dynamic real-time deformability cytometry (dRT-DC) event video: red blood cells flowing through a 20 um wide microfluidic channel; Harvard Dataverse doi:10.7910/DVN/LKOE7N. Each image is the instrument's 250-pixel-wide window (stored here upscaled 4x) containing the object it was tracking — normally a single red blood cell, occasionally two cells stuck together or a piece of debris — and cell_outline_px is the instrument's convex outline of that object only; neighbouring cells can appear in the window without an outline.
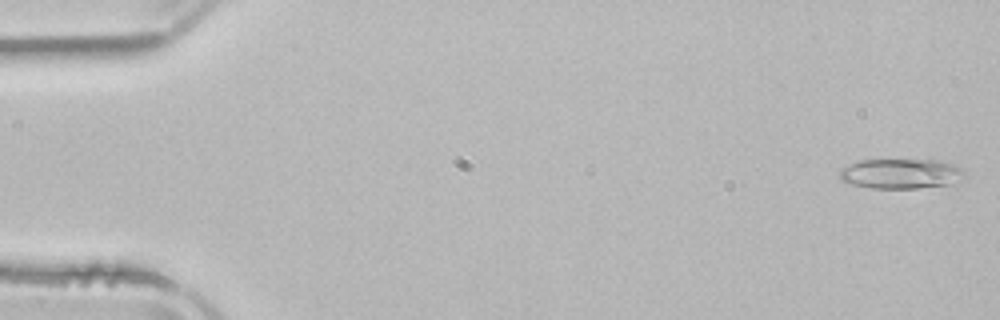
{"species": "common noctule bat (a hibernating species)", "species_latin": "Nyctalus noctula", "temperature_condition": "room temperature", "stored_images_in_passage": 5, "camera_frame_rate_fps": 3000, "um_per_image_px": 0.085, "animal": {"sex": "male", "body_mass_g": 21.5, "forearm_length_mm": 52.0}, "frame": {"image": 1, "passage_image": 1, "time_ms": 0.0, "image_size_px": [1000, 320], "cell_outline_px": [[964, 176], [956, 188], [872, 188], [852, 184], [840, 180], [840, 168], [848, 164], [860, 160], [940, 160], [952, 164], [960, 168], [964, 172]], "centroid_in_image_um": [76.69, 14.8], "position_along_channel_um": 8.3, "area_um2": 22.6}}
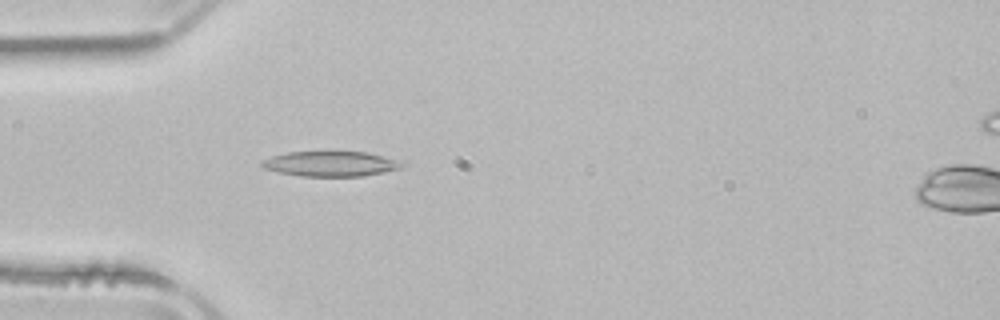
{"frame": {"image": 2, "passage_image": 4, "time_ms": 4.667, "image_size_px": [1000, 320], "cell_outline_px": [[400, 168], [384, 172], [364, 176], [300, 176], [280, 172], [264, 168], [260, 164], [260, 160], [272, 156], [288, 152], [368, 152], [396, 160], [400, 164]], "centroid_in_image_um": [28.03, 13.92], "position_along_channel_um": 57.0, "area_um2": 20.17}}